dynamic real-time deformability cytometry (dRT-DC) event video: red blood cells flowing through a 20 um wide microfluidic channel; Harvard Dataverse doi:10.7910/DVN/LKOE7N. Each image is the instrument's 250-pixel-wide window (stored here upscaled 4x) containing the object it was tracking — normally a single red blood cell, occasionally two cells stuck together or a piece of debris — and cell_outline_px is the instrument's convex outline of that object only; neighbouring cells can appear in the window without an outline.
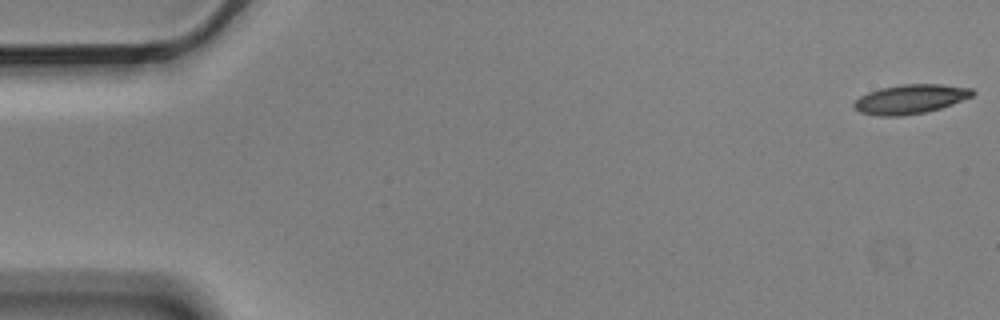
{"species": "Egyptian fruit bat (a non-hibernating species)", "species_latin": "Rousettus aegyptiacus", "temperature_condition": "cold", "stored_images_in_passage": 5, "camera_frame_rate_fps": 3000, "um_per_image_px": 0.085, "animal": {"sex": "male"}, "frame": {"image": 1, "passage_image": 1, "time_ms": 0.0, "image_size_px": [1000, 320], "cell_outline_px": [[976, 92], [972, 96], [952, 104], [940, 108], [924, 112], [904, 116], [880, 116], [860, 112], [852, 108], [852, 104], [860, 96], [868, 92], [880, 88], [904, 84], [940, 84], [972, 88]], "centroid_in_image_um": [77.36, 8.42], "position_along_channel_um": 7.6, "area_um2": 20.23}}
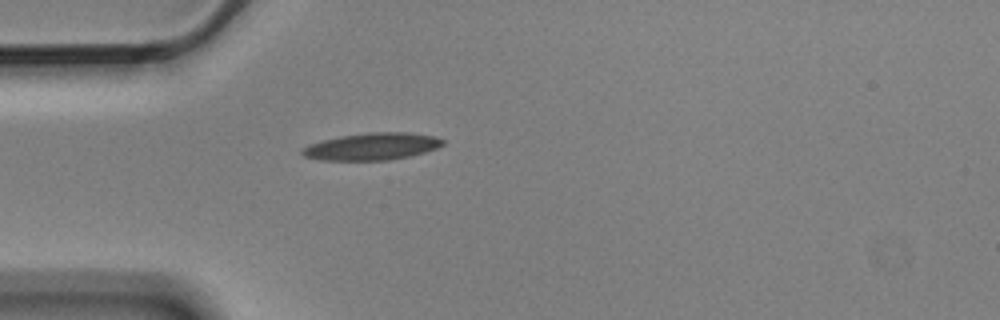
{"frame": {"image": 2, "passage_image": 5, "time_ms": 1.333, "image_size_px": [1000, 320], "cell_outline_px": [[444, 144], [436, 148], [424, 152], [408, 156], [388, 160], [320, 160], [304, 156], [300, 152], [304, 148], [312, 144], [324, 140], [340, 136], [368, 132], [408, 132], [432, 136], [444, 140]], "centroid_in_image_um": [31.63, 12.45], "position_along_channel_um": 53.4, "area_um2": 21.91}}